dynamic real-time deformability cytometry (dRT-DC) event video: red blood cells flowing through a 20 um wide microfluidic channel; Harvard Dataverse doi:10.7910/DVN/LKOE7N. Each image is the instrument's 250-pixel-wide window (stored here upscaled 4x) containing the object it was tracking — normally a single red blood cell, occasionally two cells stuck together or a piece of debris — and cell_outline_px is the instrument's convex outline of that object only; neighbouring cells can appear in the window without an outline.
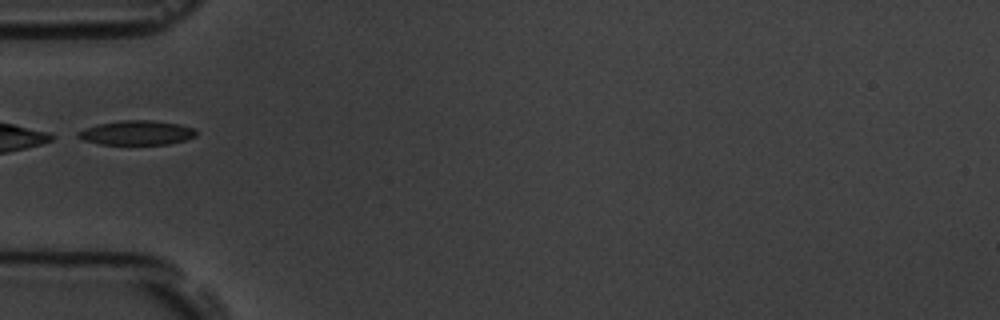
{"species": "common noctule bat (a hibernating species)", "species_latin": "Nyctalus noctula", "temperature_condition": "room temperature", "stored_images_in_passage": 8, "camera_frame_rate_fps": 3000, "um_per_image_px": 0.085, "animal": {"sex": "male", "body_mass_g": 19.5, "forearm_length_mm": 54.6}, "frame": {"image": 1, "passage_image": 6, "time_ms": 5.667, "image_size_px": [1000, 320], "cell_outline_px": [[196, 136], [184, 140], [168, 144], [100, 144], [84, 140], [76, 136], [76, 132], [96, 124], [120, 120], [152, 120], [180, 124], [196, 128]], "centroid_in_image_um": [11.62, 11.27], "position_along_channel_um": 73.4, "area_um2": 16.88}}
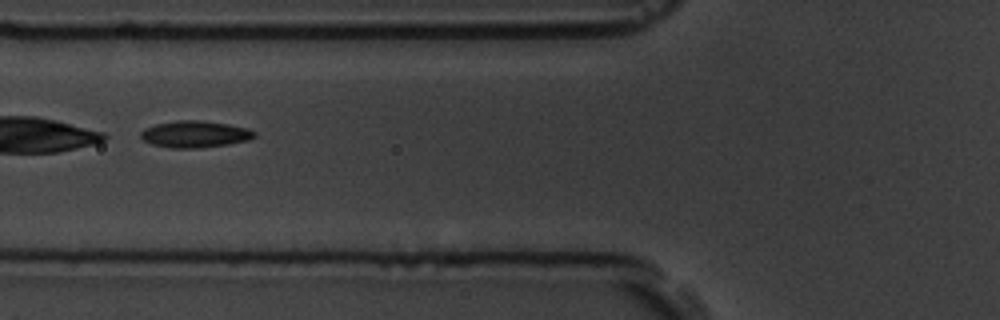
{"frame": {"image": 2, "passage_image": 7, "time_ms": 6.667, "image_size_px": [1000, 320], "cell_outline_px": [[256, 136], [248, 140], [228, 144], [196, 148], [172, 148], [152, 144], [144, 140], [140, 136], [140, 132], [144, 128], [156, 124], [176, 120], [200, 120], [228, 124], [248, 128], [256, 132]], "centroid_in_image_um": [16.57, 11.4], "position_along_channel_um": 109.2, "area_um2": 17.69}}
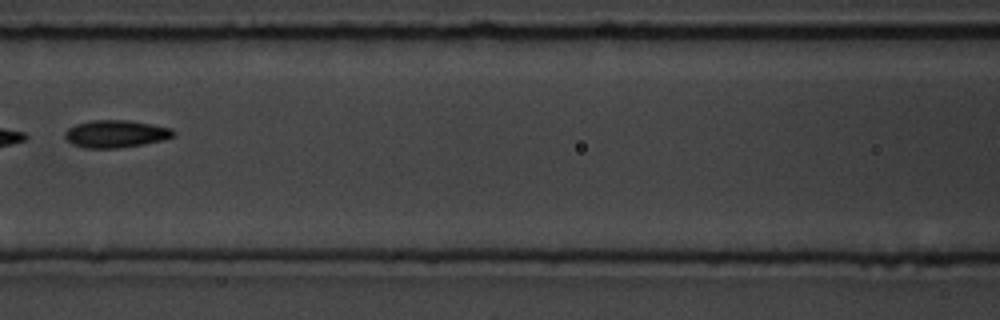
{"frame": {"image": 3, "passage_image": 8, "time_ms": 8.0, "image_size_px": [1000, 320], "cell_outline_px": [[176, 136], [144, 144], [116, 148], [84, 148], [72, 144], [64, 136], [64, 132], [68, 128], [76, 124], [92, 120], [128, 120], [172, 128], [176, 132]], "centroid_in_image_um": [9.83, 11.37], "position_along_channel_um": 156.8, "area_um2": 17.34}}